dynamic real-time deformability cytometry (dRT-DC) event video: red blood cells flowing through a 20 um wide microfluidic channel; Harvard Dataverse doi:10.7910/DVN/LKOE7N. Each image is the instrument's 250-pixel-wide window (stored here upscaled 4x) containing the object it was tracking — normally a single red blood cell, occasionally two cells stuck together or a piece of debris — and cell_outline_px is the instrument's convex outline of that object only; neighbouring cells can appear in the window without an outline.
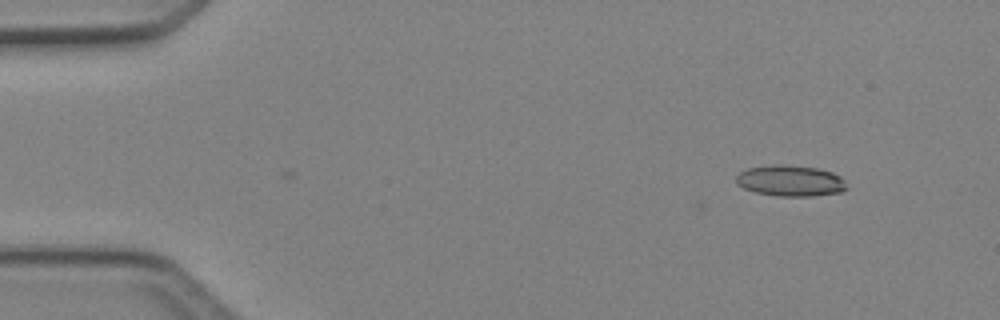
{"species": "Egyptian fruit bat (a non-hibernating species)", "species_latin": "Rousettus aegyptiacus", "temperature_condition": "cold", "stored_images_in_passage": 38, "camera_frame_rate_fps": 3000, "um_per_image_px": 0.085, "animal": {"sex": "female"}, "frame": {"image": 1, "passage_image": 1, "time_ms": 0.0, "image_size_px": [1000, 320], "cell_outline_px": [[848, 188], [840, 192], [812, 196], [776, 196], [756, 192], [744, 188], [736, 184], [736, 176], [740, 172], [748, 168], [772, 164], [784, 164], [820, 168], [832, 172], [840, 176], [844, 180]], "centroid_in_image_um": [67.19, 15.35], "position_along_channel_um": 17.8, "area_um2": 20.17}}
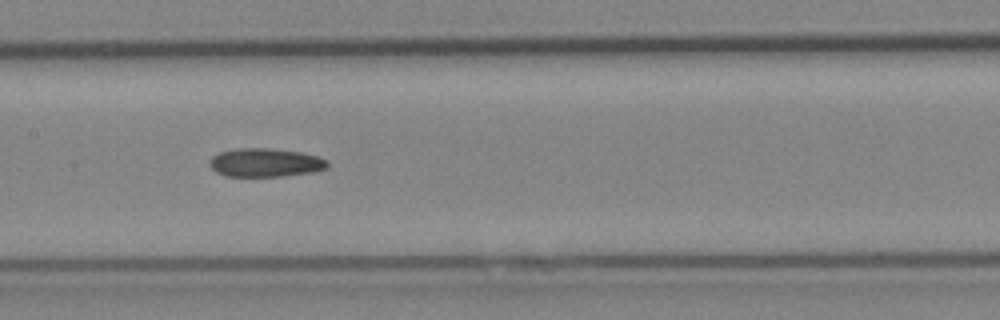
{"frame": {"image": 2, "passage_image": 20, "time_ms": 6.333, "image_size_px": [1000, 320], "cell_outline_px": [[328, 164], [324, 168], [312, 172], [280, 176], [224, 176], [216, 172], [208, 164], [208, 160], [212, 156], [220, 152], [236, 148], [268, 148], [300, 152], [316, 156], [328, 160]], "centroid_in_image_um": [22.49, 13.82], "position_along_channel_um": 184.9, "area_um2": 19.54}}
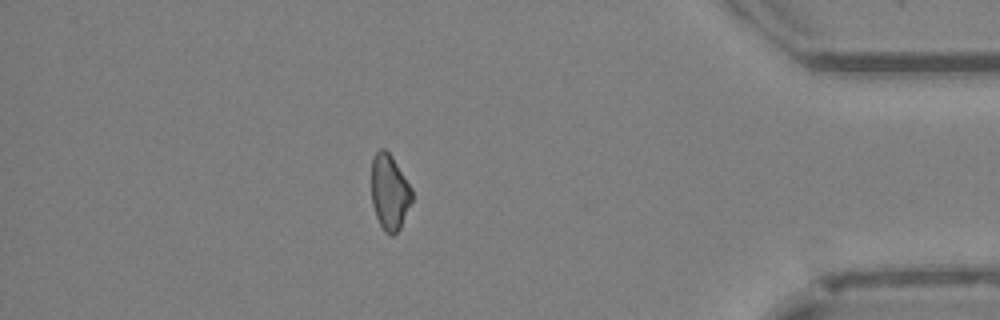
{"frame": {"image": 3, "passage_image": 38, "time_ms": 12.333, "image_size_px": [1000, 320], "cell_outline_px": [[412, 200], [400, 228], [392, 236], [384, 232], [376, 216], [372, 204], [372, 156], [380, 148], [384, 148], [392, 156], [412, 188]], "centroid_in_image_um": [33.11, 16.32], "position_along_channel_um": 402.1, "area_um2": 17.8}}